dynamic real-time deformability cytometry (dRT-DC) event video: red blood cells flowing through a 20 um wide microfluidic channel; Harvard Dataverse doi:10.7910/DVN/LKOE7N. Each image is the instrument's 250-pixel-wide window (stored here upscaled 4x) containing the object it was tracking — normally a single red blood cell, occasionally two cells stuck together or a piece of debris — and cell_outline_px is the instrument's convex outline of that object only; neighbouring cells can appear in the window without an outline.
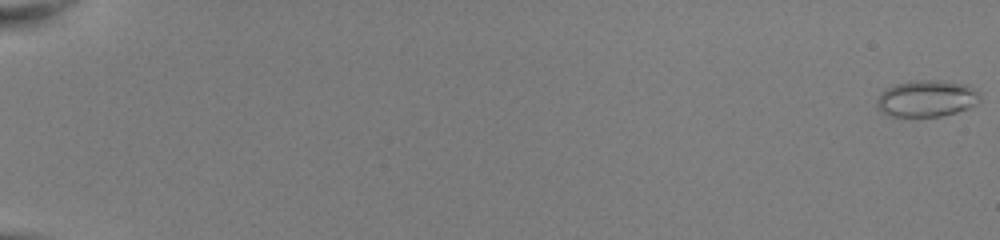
{"species": "common noctule bat (a hibernating species)", "species_latin": "Nyctalus noctula", "temperature_condition": "room temperature", "stored_images_in_passage": 53, "camera_frame_rate_fps": 3000, "um_per_image_px": 0.085, "animal": {"sex": "female", "body_mass_g": 22.0, "forearm_length_mm": 56.7}, "frame": {"image": 1, "passage_image": 1, "time_ms": 0.0, "image_size_px": [1000, 240], "cell_outline_px": [[980, 100], [976, 104], [968, 108], [956, 112], [940, 116], [888, 116], [876, 104], [876, 100], [880, 92], [896, 84], [908, 80], [940, 80], [968, 84], [980, 92]], "centroid_in_image_um": [78.79, 8.35], "position_along_channel_um": 6.2, "area_um2": 22.14}}
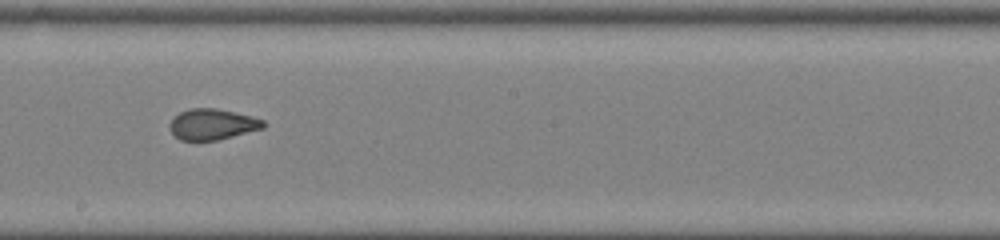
{"frame": {"image": 2, "passage_image": 33, "time_ms": 10.667, "image_size_px": [1000, 240], "cell_outline_px": [[264, 128], [216, 140], [180, 140], [168, 128], [168, 124], [180, 112], [188, 108], [216, 108], [252, 116], [264, 120]], "centroid_in_image_um": [18.03, 10.55], "position_along_channel_um": 230.2, "area_um2": 16.7}}
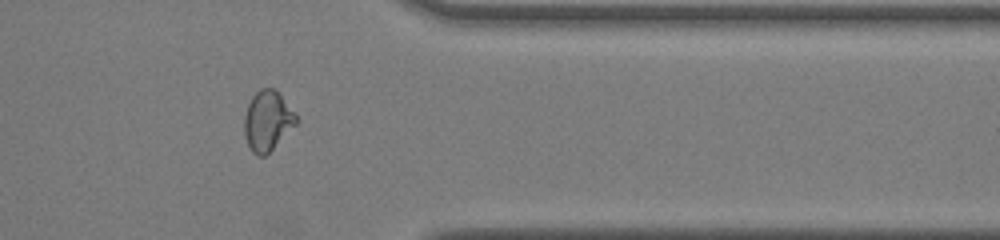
{"frame": {"image": 3, "passage_image": 45, "time_ms": 14.667, "image_size_px": [1000, 240], "cell_outline_px": [[300, 120], [264, 156], [256, 156], [252, 152], [244, 136], [244, 116], [248, 104], [252, 96], [260, 88], [272, 88], [296, 112]], "centroid_in_image_um": [22.73, 10.27], "position_along_channel_um": 388.7, "area_um2": 17.98}}